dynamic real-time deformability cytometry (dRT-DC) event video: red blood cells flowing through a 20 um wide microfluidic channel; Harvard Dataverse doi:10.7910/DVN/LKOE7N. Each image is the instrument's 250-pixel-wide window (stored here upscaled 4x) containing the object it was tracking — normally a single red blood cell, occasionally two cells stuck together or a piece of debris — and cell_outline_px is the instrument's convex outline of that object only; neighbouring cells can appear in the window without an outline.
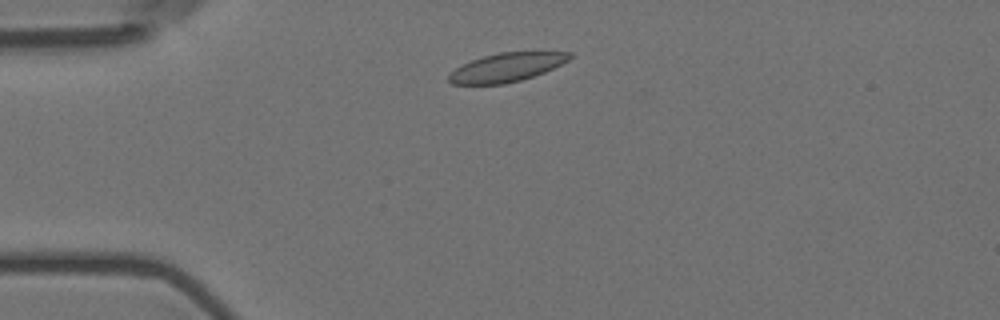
{"species": "Egyptian fruit bat (a non-hibernating species)", "species_latin": "Rousettus aegyptiacus", "temperature_condition": "room temperature", "stored_images_in_passage": 3, "camera_frame_rate_fps": 3000, "um_per_image_px": 0.085, "animal": {"sex": "female"}, "frame": {"image": 1, "passage_image": 2, "time_ms": 0.333, "image_size_px": [1000, 320], "cell_outline_px": [[572, 56], [568, 60], [544, 72], [520, 80], [504, 84], [452, 84], [448, 80], [448, 76], [456, 68], [472, 60], [484, 56], [500, 52], [572, 52]], "centroid_in_image_um": [43.05, 5.72], "position_along_channel_um": 41.9, "area_um2": 19.83}}